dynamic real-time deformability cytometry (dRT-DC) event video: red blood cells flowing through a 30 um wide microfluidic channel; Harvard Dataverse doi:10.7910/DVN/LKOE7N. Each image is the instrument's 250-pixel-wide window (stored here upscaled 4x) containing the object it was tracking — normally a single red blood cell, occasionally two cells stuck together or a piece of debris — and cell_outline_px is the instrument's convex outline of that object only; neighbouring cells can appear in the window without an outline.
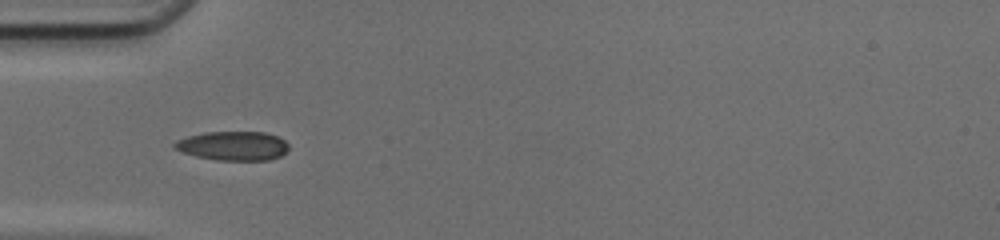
{"species": "common noctule bat (a hibernating species)", "species_latin": "Nyctalus noctula", "temperature_condition": "cold", "stored_images_in_passage": 36, "camera_frame_rate_fps": 3000, "um_per_image_px": 0.085, "animal": {"sex": "female", "body_mass_g": 17.0, "forearm_length_mm": 48.0}, "frame": {"image": 1, "passage_image": 3, "time_ms": 0.667, "image_size_px": [1000, 240], "cell_outline_px": [[288, 148], [280, 156], [268, 160], [216, 160], [196, 156], [184, 152], [176, 148], [172, 144], [176, 140], [188, 136], [204, 132], [264, 132], [276, 136], [284, 140], [288, 144]], "centroid_in_image_um": [19.8, 12.39], "position_along_channel_um": 65.2, "area_um2": 19.19}}
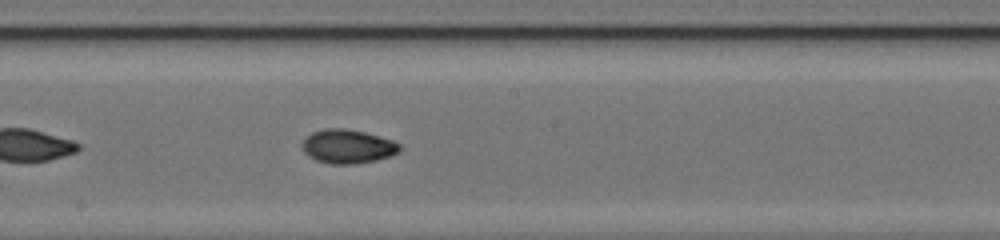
{"frame": {"image": 2, "passage_image": 14, "time_ms": 4.333, "image_size_px": [1000, 240], "cell_outline_px": [[400, 152], [376, 160], [356, 164], [332, 164], [316, 160], [308, 156], [304, 152], [304, 136], [312, 132], [324, 128], [344, 128], [364, 132], [392, 140], [400, 144]], "centroid_in_image_um": [29.54, 12.44], "position_along_channel_um": 218.7, "area_um2": 19.19}}
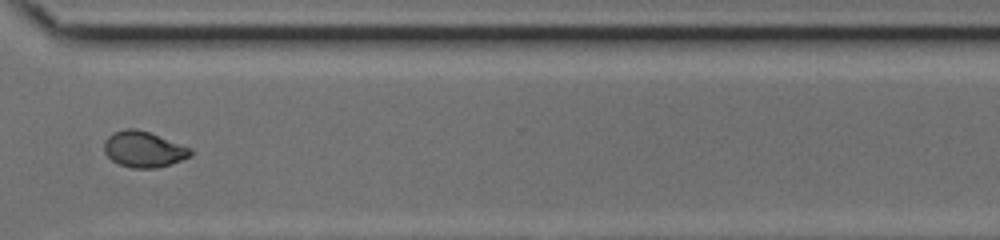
{"frame": {"image": 3, "passage_image": 24, "time_ms": 7.667, "image_size_px": [1000, 240], "cell_outline_px": [[192, 152], [188, 156], [180, 160], [156, 168], [132, 168], [120, 164], [112, 160], [104, 152], [104, 140], [112, 132], [124, 128], [136, 128], [148, 132], [192, 148]], "centroid_in_image_um": [12.16, 12.67], "position_along_channel_um": 358.4, "area_um2": 17.92}, "authors_computed_cell_mechanics": {"area_um2": 18.5538, "velocity_mm_per_s": 4.2049, "shape_relaxation_time_tau1_ms": 7.3367, "shape_relaxation_time_tau2_ms": 1.4197, "deformation_change_tau1": 0.2192, "deformation_change_tau2": 0.0439}}